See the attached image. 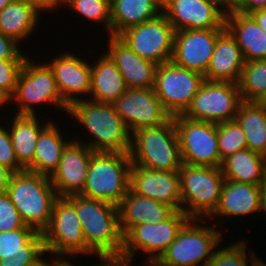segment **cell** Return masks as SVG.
Segmentation results:
<instances>
[{"label": "cell", "instance_id": "obj_1", "mask_svg": "<svg viewBox=\"0 0 266 266\" xmlns=\"http://www.w3.org/2000/svg\"><path fill=\"white\" fill-rule=\"evenodd\" d=\"M67 114L91 133L84 144L93 152L130 153L132 133L113 104L83 99L71 104Z\"/></svg>", "mask_w": 266, "mask_h": 266}, {"label": "cell", "instance_id": "obj_2", "mask_svg": "<svg viewBox=\"0 0 266 266\" xmlns=\"http://www.w3.org/2000/svg\"><path fill=\"white\" fill-rule=\"evenodd\" d=\"M65 198L76 209L85 237L86 255L122 252L123 234L117 205L80 194Z\"/></svg>", "mask_w": 266, "mask_h": 266}, {"label": "cell", "instance_id": "obj_3", "mask_svg": "<svg viewBox=\"0 0 266 266\" xmlns=\"http://www.w3.org/2000/svg\"><path fill=\"white\" fill-rule=\"evenodd\" d=\"M6 194L25 225L42 232L49 224L53 204L58 198L49 176L29 171L12 173Z\"/></svg>", "mask_w": 266, "mask_h": 266}, {"label": "cell", "instance_id": "obj_4", "mask_svg": "<svg viewBox=\"0 0 266 266\" xmlns=\"http://www.w3.org/2000/svg\"><path fill=\"white\" fill-rule=\"evenodd\" d=\"M129 154L133 165L149 170L178 171L182 159L174 118L161 126L133 132Z\"/></svg>", "mask_w": 266, "mask_h": 266}, {"label": "cell", "instance_id": "obj_5", "mask_svg": "<svg viewBox=\"0 0 266 266\" xmlns=\"http://www.w3.org/2000/svg\"><path fill=\"white\" fill-rule=\"evenodd\" d=\"M131 165L129 153L93 152L80 195L118 206L129 190Z\"/></svg>", "mask_w": 266, "mask_h": 266}, {"label": "cell", "instance_id": "obj_6", "mask_svg": "<svg viewBox=\"0 0 266 266\" xmlns=\"http://www.w3.org/2000/svg\"><path fill=\"white\" fill-rule=\"evenodd\" d=\"M178 173L181 210L190 218H208L219 205L225 181L221 168L182 163Z\"/></svg>", "mask_w": 266, "mask_h": 266}, {"label": "cell", "instance_id": "obj_7", "mask_svg": "<svg viewBox=\"0 0 266 266\" xmlns=\"http://www.w3.org/2000/svg\"><path fill=\"white\" fill-rule=\"evenodd\" d=\"M43 62H35L29 56L24 60L15 92L10 97V103H17L16 114L37 115L34 105L44 104H51L67 113L68 106L61 98L53 72L46 60Z\"/></svg>", "mask_w": 266, "mask_h": 266}, {"label": "cell", "instance_id": "obj_8", "mask_svg": "<svg viewBox=\"0 0 266 266\" xmlns=\"http://www.w3.org/2000/svg\"><path fill=\"white\" fill-rule=\"evenodd\" d=\"M205 220L190 218L159 259L170 266H205L224 239L216 226L203 225Z\"/></svg>", "mask_w": 266, "mask_h": 266}, {"label": "cell", "instance_id": "obj_9", "mask_svg": "<svg viewBox=\"0 0 266 266\" xmlns=\"http://www.w3.org/2000/svg\"><path fill=\"white\" fill-rule=\"evenodd\" d=\"M46 254L54 257L75 258L86 254V242L75 207L65 198L58 197L52 209L48 226L42 231Z\"/></svg>", "mask_w": 266, "mask_h": 266}, {"label": "cell", "instance_id": "obj_10", "mask_svg": "<svg viewBox=\"0 0 266 266\" xmlns=\"http://www.w3.org/2000/svg\"><path fill=\"white\" fill-rule=\"evenodd\" d=\"M204 81L203 74L168 61L157 66L153 90L173 117L187 110Z\"/></svg>", "mask_w": 266, "mask_h": 266}, {"label": "cell", "instance_id": "obj_11", "mask_svg": "<svg viewBox=\"0 0 266 266\" xmlns=\"http://www.w3.org/2000/svg\"><path fill=\"white\" fill-rule=\"evenodd\" d=\"M182 163L193 166L221 167L217 141V123L173 116Z\"/></svg>", "mask_w": 266, "mask_h": 266}, {"label": "cell", "instance_id": "obj_12", "mask_svg": "<svg viewBox=\"0 0 266 266\" xmlns=\"http://www.w3.org/2000/svg\"><path fill=\"white\" fill-rule=\"evenodd\" d=\"M242 102L237 83L205 80L182 115L198 121L227 122L236 118Z\"/></svg>", "mask_w": 266, "mask_h": 266}, {"label": "cell", "instance_id": "obj_13", "mask_svg": "<svg viewBox=\"0 0 266 266\" xmlns=\"http://www.w3.org/2000/svg\"><path fill=\"white\" fill-rule=\"evenodd\" d=\"M118 37L141 58L157 65L171 61L175 29L163 13L127 28Z\"/></svg>", "mask_w": 266, "mask_h": 266}, {"label": "cell", "instance_id": "obj_14", "mask_svg": "<svg viewBox=\"0 0 266 266\" xmlns=\"http://www.w3.org/2000/svg\"><path fill=\"white\" fill-rule=\"evenodd\" d=\"M189 219L182 210H176L163 222L133 226L123 236L121 253L135 258L137 251L141 250L149 256L147 259H159Z\"/></svg>", "mask_w": 266, "mask_h": 266}, {"label": "cell", "instance_id": "obj_15", "mask_svg": "<svg viewBox=\"0 0 266 266\" xmlns=\"http://www.w3.org/2000/svg\"><path fill=\"white\" fill-rule=\"evenodd\" d=\"M113 105L131 133L144 127L161 126L172 118L153 88L127 89Z\"/></svg>", "mask_w": 266, "mask_h": 266}, {"label": "cell", "instance_id": "obj_16", "mask_svg": "<svg viewBox=\"0 0 266 266\" xmlns=\"http://www.w3.org/2000/svg\"><path fill=\"white\" fill-rule=\"evenodd\" d=\"M226 28L175 31L171 61L178 66L205 74L219 35Z\"/></svg>", "mask_w": 266, "mask_h": 266}, {"label": "cell", "instance_id": "obj_17", "mask_svg": "<svg viewBox=\"0 0 266 266\" xmlns=\"http://www.w3.org/2000/svg\"><path fill=\"white\" fill-rule=\"evenodd\" d=\"M75 138L65 147L57 168L49 176L58 197L80 194L86 183L93 151Z\"/></svg>", "mask_w": 266, "mask_h": 266}, {"label": "cell", "instance_id": "obj_18", "mask_svg": "<svg viewBox=\"0 0 266 266\" xmlns=\"http://www.w3.org/2000/svg\"><path fill=\"white\" fill-rule=\"evenodd\" d=\"M58 55L50 63H46L53 72L63 102L69 107L83 100L82 95L88 99L91 90V63L72 52H60Z\"/></svg>", "mask_w": 266, "mask_h": 266}, {"label": "cell", "instance_id": "obj_19", "mask_svg": "<svg viewBox=\"0 0 266 266\" xmlns=\"http://www.w3.org/2000/svg\"><path fill=\"white\" fill-rule=\"evenodd\" d=\"M162 13L175 31L226 28V16L205 0H162Z\"/></svg>", "mask_w": 266, "mask_h": 266}, {"label": "cell", "instance_id": "obj_20", "mask_svg": "<svg viewBox=\"0 0 266 266\" xmlns=\"http://www.w3.org/2000/svg\"><path fill=\"white\" fill-rule=\"evenodd\" d=\"M129 189L137 195L168 204L175 210H181L178 171L149 170L132 164Z\"/></svg>", "mask_w": 266, "mask_h": 266}, {"label": "cell", "instance_id": "obj_21", "mask_svg": "<svg viewBox=\"0 0 266 266\" xmlns=\"http://www.w3.org/2000/svg\"><path fill=\"white\" fill-rule=\"evenodd\" d=\"M106 53L121 72L127 89L153 88L157 64L141 58L118 36L107 35Z\"/></svg>", "mask_w": 266, "mask_h": 266}, {"label": "cell", "instance_id": "obj_22", "mask_svg": "<svg viewBox=\"0 0 266 266\" xmlns=\"http://www.w3.org/2000/svg\"><path fill=\"white\" fill-rule=\"evenodd\" d=\"M262 185H253L249 183H240L233 180H226L223 183L220 201L215 211L206 218L211 221L216 217L226 216L237 218L239 216H252L260 211V197ZM231 216V217H230ZM211 219V220H210Z\"/></svg>", "mask_w": 266, "mask_h": 266}, {"label": "cell", "instance_id": "obj_23", "mask_svg": "<svg viewBox=\"0 0 266 266\" xmlns=\"http://www.w3.org/2000/svg\"><path fill=\"white\" fill-rule=\"evenodd\" d=\"M123 236L136 225L156 224L167 220L176 210L165 203L137 195L130 189L118 205Z\"/></svg>", "mask_w": 266, "mask_h": 266}, {"label": "cell", "instance_id": "obj_24", "mask_svg": "<svg viewBox=\"0 0 266 266\" xmlns=\"http://www.w3.org/2000/svg\"><path fill=\"white\" fill-rule=\"evenodd\" d=\"M245 59L235 38L225 29L218 37L204 78L238 83Z\"/></svg>", "mask_w": 266, "mask_h": 266}, {"label": "cell", "instance_id": "obj_25", "mask_svg": "<svg viewBox=\"0 0 266 266\" xmlns=\"http://www.w3.org/2000/svg\"><path fill=\"white\" fill-rule=\"evenodd\" d=\"M44 9L32 0H13L0 10V32L17 43L35 34ZM33 32V33H32Z\"/></svg>", "mask_w": 266, "mask_h": 266}, {"label": "cell", "instance_id": "obj_26", "mask_svg": "<svg viewBox=\"0 0 266 266\" xmlns=\"http://www.w3.org/2000/svg\"><path fill=\"white\" fill-rule=\"evenodd\" d=\"M225 27L235 38L246 62L266 59V32L251 15L232 13L226 16Z\"/></svg>", "mask_w": 266, "mask_h": 266}, {"label": "cell", "instance_id": "obj_27", "mask_svg": "<svg viewBox=\"0 0 266 266\" xmlns=\"http://www.w3.org/2000/svg\"><path fill=\"white\" fill-rule=\"evenodd\" d=\"M127 91L124 78L110 56L103 55L91 64V90L89 100L113 104Z\"/></svg>", "mask_w": 266, "mask_h": 266}, {"label": "cell", "instance_id": "obj_28", "mask_svg": "<svg viewBox=\"0 0 266 266\" xmlns=\"http://www.w3.org/2000/svg\"><path fill=\"white\" fill-rule=\"evenodd\" d=\"M51 120L41 131L33 161L26 171L50 176L57 168L65 147L71 142L60 132V128Z\"/></svg>", "mask_w": 266, "mask_h": 266}, {"label": "cell", "instance_id": "obj_29", "mask_svg": "<svg viewBox=\"0 0 266 266\" xmlns=\"http://www.w3.org/2000/svg\"><path fill=\"white\" fill-rule=\"evenodd\" d=\"M38 116L15 114L11 122L6 121L16 158L24 168L33 161L38 137L51 121L43 123Z\"/></svg>", "mask_w": 266, "mask_h": 266}, {"label": "cell", "instance_id": "obj_30", "mask_svg": "<svg viewBox=\"0 0 266 266\" xmlns=\"http://www.w3.org/2000/svg\"><path fill=\"white\" fill-rule=\"evenodd\" d=\"M162 13V0H111V35L118 36Z\"/></svg>", "mask_w": 266, "mask_h": 266}, {"label": "cell", "instance_id": "obj_31", "mask_svg": "<svg viewBox=\"0 0 266 266\" xmlns=\"http://www.w3.org/2000/svg\"><path fill=\"white\" fill-rule=\"evenodd\" d=\"M220 168L226 180L253 185L266 183V159L250 149L238 151L225 158Z\"/></svg>", "mask_w": 266, "mask_h": 266}, {"label": "cell", "instance_id": "obj_32", "mask_svg": "<svg viewBox=\"0 0 266 266\" xmlns=\"http://www.w3.org/2000/svg\"><path fill=\"white\" fill-rule=\"evenodd\" d=\"M241 125L247 140V149L265 157L266 108L259 102L243 101L235 118Z\"/></svg>", "mask_w": 266, "mask_h": 266}, {"label": "cell", "instance_id": "obj_33", "mask_svg": "<svg viewBox=\"0 0 266 266\" xmlns=\"http://www.w3.org/2000/svg\"><path fill=\"white\" fill-rule=\"evenodd\" d=\"M26 252H46L42 232L33 227L0 232V259Z\"/></svg>", "mask_w": 266, "mask_h": 266}, {"label": "cell", "instance_id": "obj_34", "mask_svg": "<svg viewBox=\"0 0 266 266\" xmlns=\"http://www.w3.org/2000/svg\"><path fill=\"white\" fill-rule=\"evenodd\" d=\"M237 84L243 101L259 102L266 94V59L245 62Z\"/></svg>", "mask_w": 266, "mask_h": 266}, {"label": "cell", "instance_id": "obj_35", "mask_svg": "<svg viewBox=\"0 0 266 266\" xmlns=\"http://www.w3.org/2000/svg\"><path fill=\"white\" fill-rule=\"evenodd\" d=\"M60 6H68L69 11L76 12L78 16L101 23L102 29L111 35V0H61Z\"/></svg>", "mask_w": 266, "mask_h": 266}, {"label": "cell", "instance_id": "obj_36", "mask_svg": "<svg viewBox=\"0 0 266 266\" xmlns=\"http://www.w3.org/2000/svg\"><path fill=\"white\" fill-rule=\"evenodd\" d=\"M217 141L221 164L230 155L247 149L246 136L236 119L217 123Z\"/></svg>", "mask_w": 266, "mask_h": 266}, {"label": "cell", "instance_id": "obj_37", "mask_svg": "<svg viewBox=\"0 0 266 266\" xmlns=\"http://www.w3.org/2000/svg\"><path fill=\"white\" fill-rule=\"evenodd\" d=\"M246 248L244 240L233 242L229 246L222 244L205 266H256L261 259L252 252H249L251 255L248 258ZM247 259L250 261L248 262Z\"/></svg>", "mask_w": 266, "mask_h": 266}, {"label": "cell", "instance_id": "obj_38", "mask_svg": "<svg viewBox=\"0 0 266 266\" xmlns=\"http://www.w3.org/2000/svg\"><path fill=\"white\" fill-rule=\"evenodd\" d=\"M25 59H0V89L11 97Z\"/></svg>", "mask_w": 266, "mask_h": 266}, {"label": "cell", "instance_id": "obj_39", "mask_svg": "<svg viewBox=\"0 0 266 266\" xmlns=\"http://www.w3.org/2000/svg\"><path fill=\"white\" fill-rule=\"evenodd\" d=\"M25 225L9 196L0 194V232L18 230Z\"/></svg>", "mask_w": 266, "mask_h": 266}, {"label": "cell", "instance_id": "obj_40", "mask_svg": "<svg viewBox=\"0 0 266 266\" xmlns=\"http://www.w3.org/2000/svg\"><path fill=\"white\" fill-rule=\"evenodd\" d=\"M1 125L2 124H0V164L12 173H20L24 171L25 168L16 158L7 124L6 126L2 125L3 127Z\"/></svg>", "mask_w": 266, "mask_h": 266}, {"label": "cell", "instance_id": "obj_41", "mask_svg": "<svg viewBox=\"0 0 266 266\" xmlns=\"http://www.w3.org/2000/svg\"><path fill=\"white\" fill-rule=\"evenodd\" d=\"M46 252H26L16 254L11 258L0 259V266H37L43 260Z\"/></svg>", "mask_w": 266, "mask_h": 266}, {"label": "cell", "instance_id": "obj_42", "mask_svg": "<svg viewBox=\"0 0 266 266\" xmlns=\"http://www.w3.org/2000/svg\"><path fill=\"white\" fill-rule=\"evenodd\" d=\"M20 44L0 32V59H26Z\"/></svg>", "mask_w": 266, "mask_h": 266}, {"label": "cell", "instance_id": "obj_43", "mask_svg": "<svg viewBox=\"0 0 266 266\" xmlns=\"http://www.w3.org/2000/svg\"><path fill=\"white\" fill-rule=\"evenodd\" d=\"M262 9H266V0H246L245 5L238 12L250 15Z\"/></svg>", "mask_w": 266, "mask_h": 266}, {"label": "cell", "instance_id": "obj_44", "mask_svg": "<svg viewBox=\"0 0 266 266\" xmlns=\"http://www.w3.org/2000/svg\"><path fill=\"white\" fill-rule=\"evenodd\" d=\"M12 172L0 164V194L6 193Z\"/></svg>", "mask_w": 266, "mask_h": 266}, {"label": "cell", "instance_id": "obj_45", "mask_svg": "<svg viewBox=\"0 0 266 266\" xmlns=\"http://www.w3.org/2000/svg\"><path fill=\"white\" fill-rule=\"evenodd\" d=\"M68 259H75L74 261H76V257L75 258H65L62 257L58 258V257H53L52 259L49 260H43V266H75V264H73V262H71V260Z\"/></svg>", "mask_w": 266, "mask_h": 266}, {"label": "cell", "instance_id": "obj_46", "mask_svg": "<svg viewBox=\"0 0 266 266\" xmlns=\"http://www.w3.org/2000/svg\"><path fill=\"white\" fill-rule=\"evenodd\" d=\"M37 2L45 11H49L60 8L61 0H32Z\"/></svg>", "mask_w": 266, "mask_h": 266}, {"label": "cell", "instance_id": "obj_47", "mask_svg": "<svg viewBox=\"0 0 266 266\" xmlns=\"http://www.w3.org/2000/svg\"><path fill=\"white\" fill-rule=\"evenodd\" d=\"M246 3V0H227V16L238 12Z\"/></svg>", "mask_w": 266, "mask_h": 266}, {"label": "cell", "instance_id": "obj_48", "mask_svg": "<svg viewBox=\"0 0 266 266\" xmlns=\"http://www.w3.org/2000/svg\"><path fill=\"white\" fill-rule=\"evenodd\" d=\"M258 25L266 32V9L258 10L250 14Z\"/></svg>", "mask_w": 266, "mask_h": 266}, {"label": "cell", "instance_id": "obj_49", "mask_svg": "<svg viewBox=\"0 0 266 266\" xmlns=\"http://www.w3.org/2000/svg\"><path fill=\"white\" fill-rule=\"evenodd\" d=\"M205 1L214 5L225 16H227V0H205Z\"/></svg>", "mask_w": 266, "mask_h": 266}, {"label": "cell", "instance_id": "obj_50", "mask_svg": "<svg viewBox=\"0 0 266 266\" xmlns=\"http://www.w3.org/2000/svg\"><path fill=\"white\" fill-rule=\"evenodd\" d=\"M260 212L266 217V183L262 185L260 197ZM266 219V218H265Z\"/></svg>", "mask_w": 266, "mask_h": 266}, {"label": "cell", "instance_id": "obj_51", "mask_svg": "<svg viewBox=\"0 0 266 266\" xmlns=\"http://www.w3.org/2000/svg\"><path fill=\"white\" fill-rule=\"evenodd\" d=\"M145 260L146 263H144V266H170L168 264L163 263L160 259H145Z\"/></svg>", "mask_w": 266, "mask_h": 266}, {"label": "cell", "instance_id": "obj_52", "mask_svg": "<svg viewBox=\"0 0 266 266\" xmlns=\"http://www.w3.org/2000/svg\"><path fill=\"white\" fill-rule=\"evenodd\" d=\"M9 103H10V97L0 89V108H1V110H2V106L4 107V105H8Z\"/></svg>", "mask_w": 266, "mask_h": 266}, {"label": "cell", "instance_id": "obj_53", "mask_svg": "<svg viewBox=\"0 0 266 266\" xmlns=\"http://www.w3.org/2000/svg\"><path fill=\"white\" fill-rule=\"evenodd\" d=\"M13 0H0V10L9 5Z\"/></svg>", "mask_w": 266, "mask_h": 266}, {"label": "cell", "instance_id": "obj_54", "mask_svg": "<svg viewBox=\"0 0 266 266\" xmlns=\"http://www.w3.org/2000/svg\"><path fill=\"white\" fill-rule=\"evenodd\" d=\"M259 103L266 108V94L262 97Z\"/></svg>", "mask_w": 266, "mask_h": 266}, {"label": "cell", "instance_id": "obj_55", "mask_svg": "<svg viewBox=\"0 0 266 266\" xmlns=\"http://www.w3.org/2000/svg\"><path fill=\"white\" fill-rule=\"evenodd\" d=\"M37 266H43V261L40 264H38Z\"/></svg>", "mask_w": 266, "mask_h": 266}]
</instances>
